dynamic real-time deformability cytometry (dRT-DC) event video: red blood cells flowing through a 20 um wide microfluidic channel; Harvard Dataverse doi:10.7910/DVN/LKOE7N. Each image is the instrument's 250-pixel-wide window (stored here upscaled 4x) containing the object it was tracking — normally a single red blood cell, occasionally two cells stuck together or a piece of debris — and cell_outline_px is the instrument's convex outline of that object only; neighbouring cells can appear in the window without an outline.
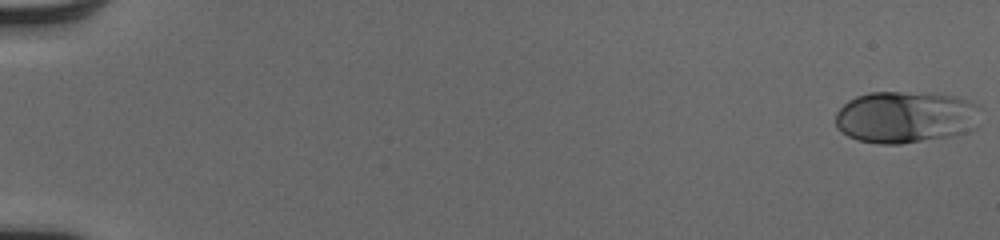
{"species": "human", "species_latin": "Homo sapiens", "temperature_condition": "cold", "stored_images_in_passage": 22, "camera_frame_rate_fps": 3000, "um_per_image_px": 0.085, "donor": {"sex": "male"}, "frame": {"image": 1, "passage_image": 1, "time_ms": 0.0, "image_size_px": [1000, 240], "cell_outline_px": [[980, 124], [976, 128], [952, 136], [900, 144], [880, 144], [856, 140], [840, 132], [836, 128], [836, 112], [848, 100], [856, 96], [868, 92], [900, 92], [956, 96], [980, 104]], "centroid_in_image_um": [77.0, 9.96], "position_along_channel_um": 8.0, "area_um2": 44.39}}
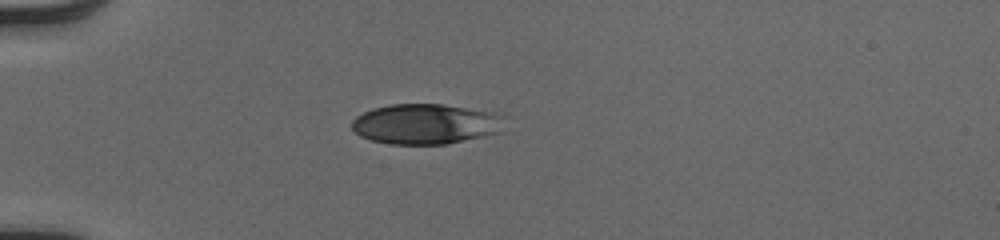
{"frame": {"image": 2, "passage_image": 16, "time_ms": 5.0, "image_size_px": [1000, 240], "cell_outline_px": [[504, 116], [500, 132], [484, 136], [444, 144], [388, 144], [372, 140], [360, 136], [352, 128], [352, 120], [356, 116], [372, 108], [392, 104], [444, 104], [492, 112]], "centroid_in_image_um": [36.15, 10.53], "position_along_channel_um": 48.8, "area_um2": 35.72}}
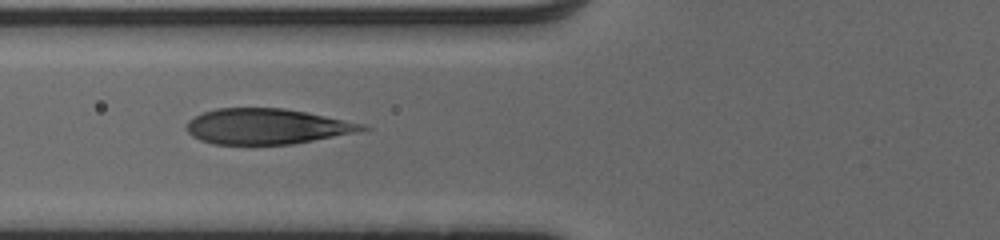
{"frame": {"image": 3, "passage_image": 22, "time_ms": 7.0, "image_size_px": [1000, 240], "cell_outline_px": [[372, 128], [360, 132], [292, 144], [212, 144], [200, 140], [192, 136], [184, 128], [188, 120], [204, 112], [216, 108], [284, 108], [308, 112], [364, 124]], "centroid_in_image_um": [22.69, 10.74], "position_along_channel_um": 103.1, "area_um2": 36.53}}